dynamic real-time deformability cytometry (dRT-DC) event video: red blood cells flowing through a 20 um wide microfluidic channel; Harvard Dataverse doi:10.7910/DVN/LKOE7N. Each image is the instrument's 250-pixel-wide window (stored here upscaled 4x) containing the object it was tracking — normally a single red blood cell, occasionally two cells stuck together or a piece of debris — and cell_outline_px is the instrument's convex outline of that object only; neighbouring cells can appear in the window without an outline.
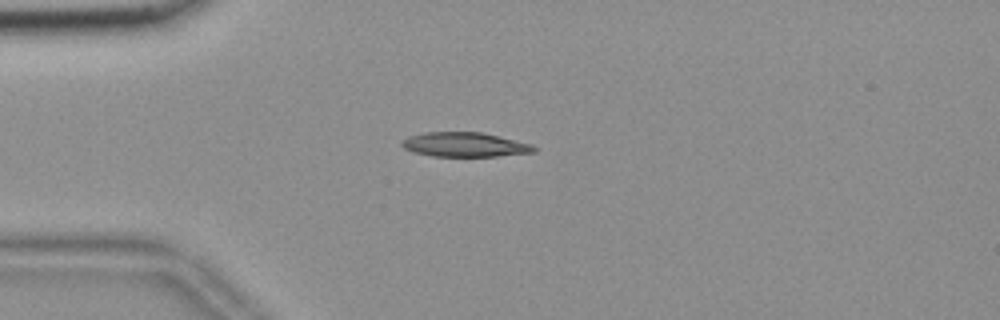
{"species": "common noctule bat (a hibernating species)", "species_latin": "Nyctalus noctula", "temperature_condition": "room temperature", "stored_images_in_passage": 43, "camera_frame_rate_fps": 3000, "um_per_image_px": 0.085, "animal": {"sex": "female", "body_mass_g": 18.4}, "frame": {"image": 1, "passage_image": 1, "time_ms": 0.0, "image_size_px": [1000, 320], "cell_outline_px": [[540, 148], [536, 152], [496, 156], [432, 156], [416, 152], [404, 148], [400, 144], [408, 136], [424, 132], [480, 132], [532, 144]], "centroid_in_image_um": [39.54, 12.29], "position_along_channel_um": 45.5, "area_um2": 18.73}, "authors_computed_cell_mechanics": {"area_um2": 18.6694, "velocity_mm_per_s": 3.638, "shape_relaxation_time_tau1_ms": 2.5916, "shape_relaxation_time_tau2_ms": 1.6718, "deformation_change_tau1": 0.1444, "deformation_change_tau2": 0.0689}}